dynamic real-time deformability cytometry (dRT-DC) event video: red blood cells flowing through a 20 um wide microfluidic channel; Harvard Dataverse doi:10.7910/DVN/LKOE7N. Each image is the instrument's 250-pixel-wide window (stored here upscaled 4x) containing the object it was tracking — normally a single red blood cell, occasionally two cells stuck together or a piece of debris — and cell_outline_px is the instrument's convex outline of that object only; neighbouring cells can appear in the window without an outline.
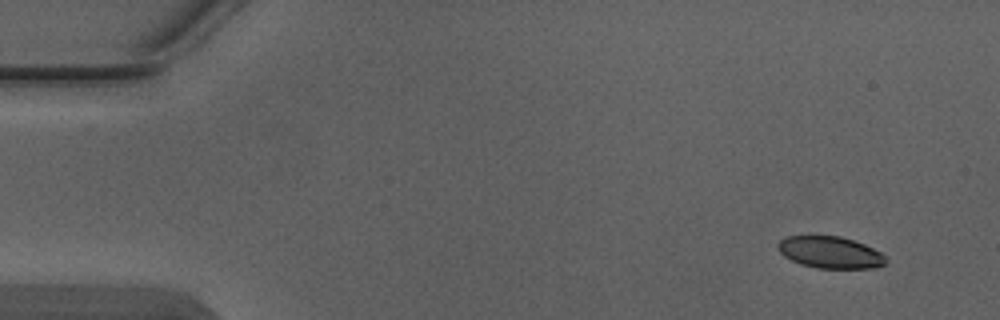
{"species": "Egyptian fruit bat (a non-hibernating species)", "species_latin": "Rousettus aegyptiacus", "temperature_condition": "warm", "stored_images_in_passage": 4, "camera_frame_rate_fps": 3000, "um_per_image_px": 0.085, "animal": {"sex": "male"}, "frame": {"image": 1, "passage_image": 1, "time_ms": 0.0, "image_size_px": [1000, 320], "cell_outline_px": [[888, 264], [872, 268], [816, 268], [800, 264], [784, 256], [776, 248], [776, 244], [784, 236], [840, 236], [864, 244], [880, 252], [888, 260]], "centroid_in_image_um": [70.55, 21.45], "position_along_channel_um": 14.5, "area_um2": 20.11}}
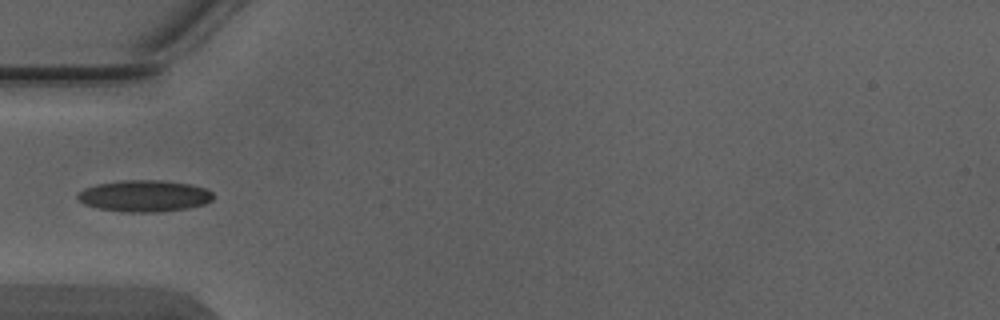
{"frame": {"image": 2, "passage_image": 4, "time_ms": 1.0, "image_size_px": [1000, 320], "cell_outline_px": [[212, 200], [204, 204], [188, 208], [156, 212], [124, 212], [96, 208], [84, 204], [76, 196], [76, 192], [84, 188], [96, 184], [120, 180], [164, 180], [192, 184], [208, 188], [212, 192]], "centroid_in_image_um": [12.26, 16.64], "position_along_channel_um": 72.7, "area_um2": 25.26}}